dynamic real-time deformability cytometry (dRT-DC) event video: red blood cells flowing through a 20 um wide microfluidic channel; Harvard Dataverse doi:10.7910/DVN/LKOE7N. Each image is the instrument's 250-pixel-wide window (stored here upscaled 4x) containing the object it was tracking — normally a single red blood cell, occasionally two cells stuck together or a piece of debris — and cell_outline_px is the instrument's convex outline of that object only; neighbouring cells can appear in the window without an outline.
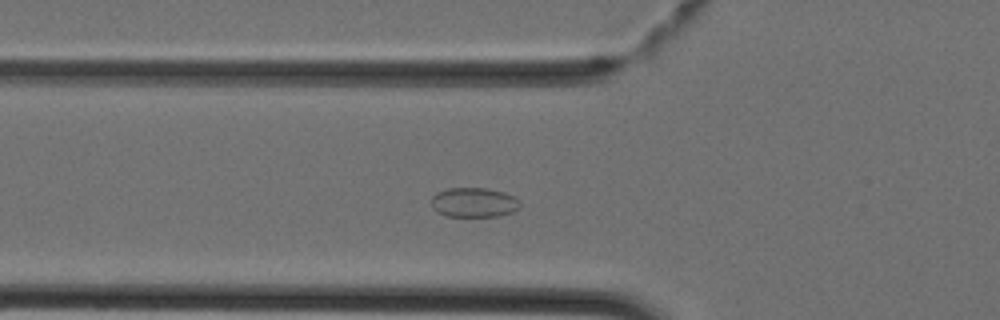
{"species": "Egyptian fruit bat (a non-hibernating species)", "species_latin": "Rousettus aegyptiacus", "temperature_condition": "cold", "stored_images_in_passage": 43, "segment_of_instrument_passage": [1, 2], "camera_frame_rate_fps": 3000, "um_per_image_px": 0.085, "animal": {"sex": "female"}, "frame": {"image": 1, "passage_image": 13, "time_ms": 4.0, "image_size_px": [1000, 320], "cell_outline_px": [[520, 208], [512, 212], [500, 216], [444, 216], [436, 212], [432, 208], [432, 196], [436, 192], [448, 188], [488, 188], [504, 192], [520, 200]], "centroid_in_image_um": [40.27, 17.21], "position_along_channel_um": 85.5, "area_um2": 15.49}}
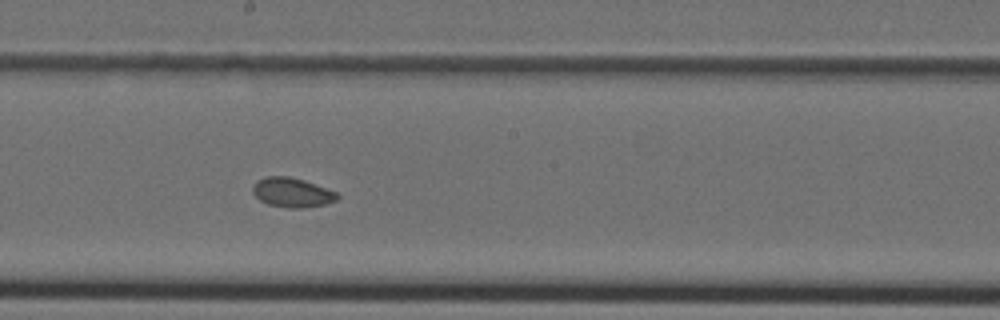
{"frame": {"image": 2, "passage_image": 22, "time_ms": 7.0, "image_size_px": [1000, 320], "cell_outline_px": [[340, 196], [336, 200], [324, 204], [304, 208], [288, 208], [268, 204], [260, 200], [252, 192], [252, 188], [256, 180], [268, 176], [288, 176], [304, 180], [336, 192]], "centroid_in_image_um": [24.81, 16.36], "position_along_channel_um": 223.4, "area_um2": 14.45}}
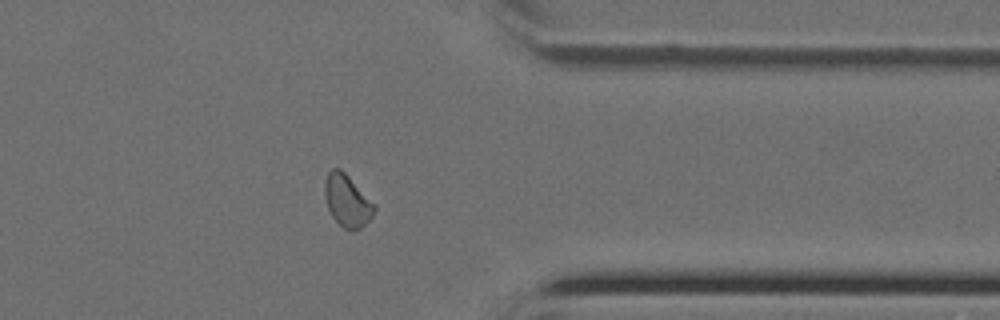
{"frame": {"image": 3, "passage_image": 33, "time_ms": 10.667, "image_size_px": [1000, 320], "cell_outline_px": [[376, 208], [372, 216], [360, 228], [352, 232], [344, 228], [332, 216], [328, 208], [324, 196], [324, 184], [328, 172], [332, 168], [340, 168], [376, 204]], "centroid_in_image_um": [29.51, 17.06], "position_along_channel_um": 381.9, "area_um2": 15.03}}